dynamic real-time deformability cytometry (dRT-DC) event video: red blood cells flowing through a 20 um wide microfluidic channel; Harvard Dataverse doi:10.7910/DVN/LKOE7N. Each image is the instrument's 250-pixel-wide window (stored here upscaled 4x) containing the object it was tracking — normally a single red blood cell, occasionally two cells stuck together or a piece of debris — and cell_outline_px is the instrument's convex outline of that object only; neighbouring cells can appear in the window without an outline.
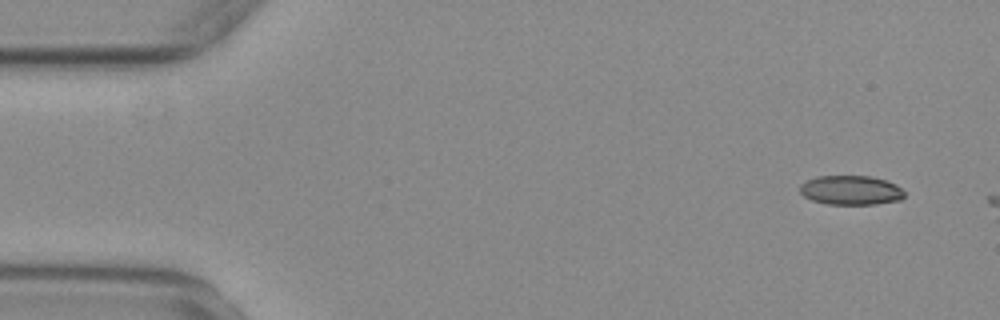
{"species": "common noctule bat (a hibernating species)", "species_latin": "Nyctalus noctula", "temperature_condition": "warm", "stored_images_in_passage": 4, "camera_frame_rate_fps": 3000, "um_per_image_px": 0.085, "animal": {"sex": "female", "body_mass_g": 29.2, "forearm_length_mm": 56.3}, "frame": {"image": 1, "passage_image": 1, "time_ms": 0.0, "image_size_px": [1000, 320], "cell_outline_px": [[904, 196], [900, 200], [876, 204], [828, 204], [812, 200], [804, 196], [800, 192], [800, 184], [816, 176], [868, 176], [888, 180], [896, 184], [904, 192]], "centroid_in_image_um": [72.33, 16.16], "position_along_channel_um": 12.7, "area_um2": 17.86}}